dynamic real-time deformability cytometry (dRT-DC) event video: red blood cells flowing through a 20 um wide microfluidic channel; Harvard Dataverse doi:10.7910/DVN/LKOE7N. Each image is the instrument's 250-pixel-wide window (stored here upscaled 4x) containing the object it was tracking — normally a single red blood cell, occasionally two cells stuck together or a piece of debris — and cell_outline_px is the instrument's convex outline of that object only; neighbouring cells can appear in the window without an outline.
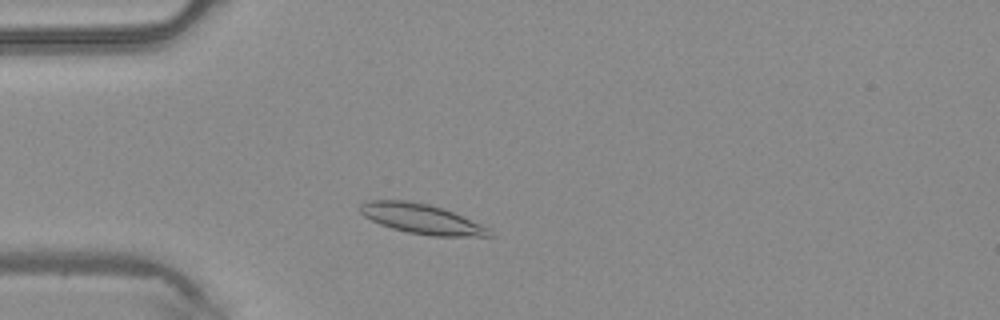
{"species": "common noctule bat (a hibernating species)", "species_latin": "Nyctalus noctula", "temperature_condition": "warm", "stored_images_in_passage": 41, "camera_frame_rate_fps": 3000, "um_per_image_px": 0.085, "animal": {"sex": "male", "body_mass_g": 20.4}, "frame": {"image": 1, "passage_image": 7, "time_ms": 2.0, "image_size_px": [1000, 320], "cell_outline_px": [[496, 236], [432, 236], [408, 232], [392, 228], [380, 224], [364, 216], [360, 212], [360, 204], [368, 200], [408, 200], [428, 204], [452, 212], [492, 228]], "centroid_in_image_um": [35.88, 18.61], "position_along_channel_um": 49.1, "area_um2": 22.48}}
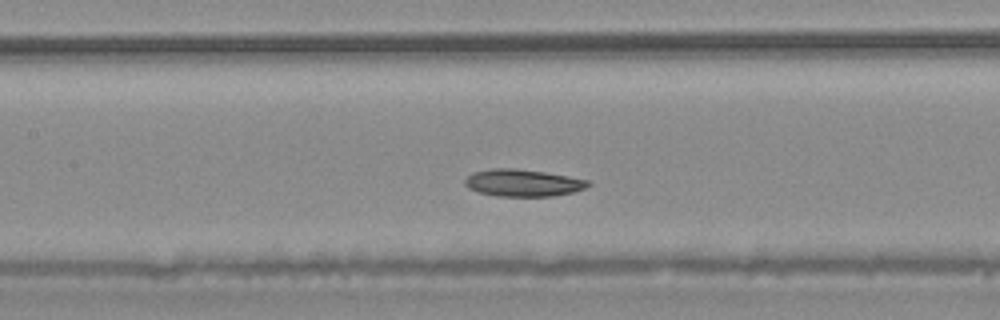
{"frame": {"image": 2, "passage_image": 16, "time_ms": 5.0, "image_size_px": [1000, 320], "cell_outline_px": [[592, 184], [584, 188], [572, 192], [552, 196], [496, 196], [480, 192], [468, 188], [464, 184], [464, 180], [472, 172], [492, 168], [516, 168], [544, 172], [568, 176], [588, 180]], "centroid_in_image_um": [44.42, 15.53], "position_along_channel_um": 163.0, "area_um2": 19.42}}
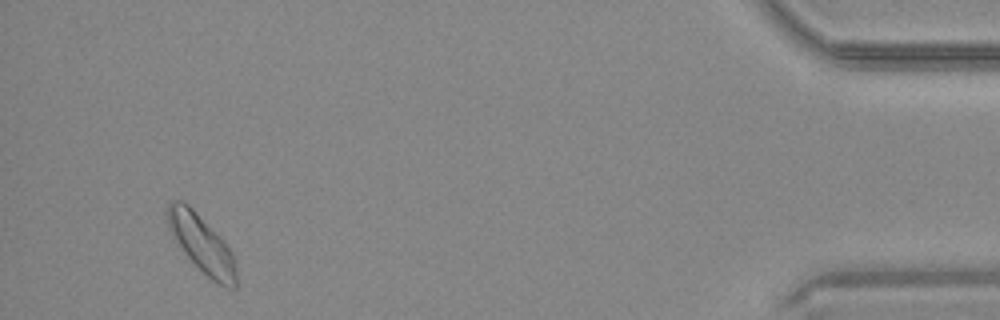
{"frame": {"image": 3, "passage_image": 39, "time_ms": 12.667, "image_size_px": [1000, 320], "cell_outline_px": [[236, 288], [228, 288], [212, 280], [184, 252], [172, 236], [168, 228], [168, 204], [172, 200], [184, 200], [192, 208], [232, 252], [236, 272]], "centroid_in_image_um": [17.12, 20.72], "position_along_channel_um": 418.1, "area_um2": 22.14}}